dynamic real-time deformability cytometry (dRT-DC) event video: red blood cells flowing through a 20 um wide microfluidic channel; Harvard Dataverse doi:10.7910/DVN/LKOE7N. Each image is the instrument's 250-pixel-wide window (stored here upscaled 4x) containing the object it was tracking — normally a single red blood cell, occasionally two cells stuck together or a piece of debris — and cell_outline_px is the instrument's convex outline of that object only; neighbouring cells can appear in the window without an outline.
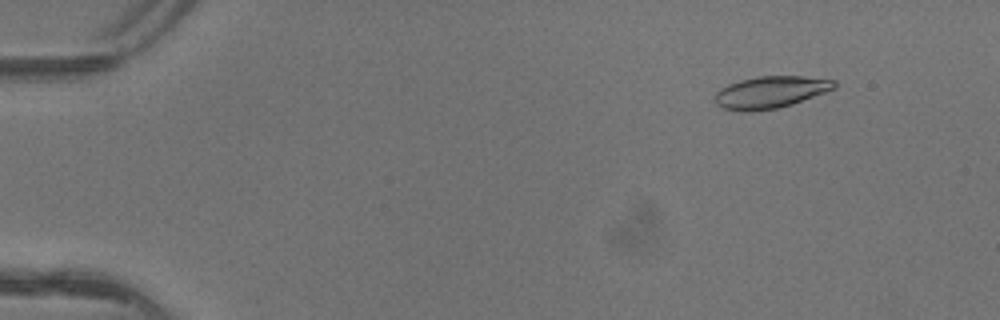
{"species": "common noctule bat (a hibernating species)", "species_latin": "Nyctalus noctula", "temperature_condition": "warm", "stored_images_in_passage": 5, "camera_frame_rate_fps": 3000, "um_per_image_px": 0.085, "animal": {"sex": "female"}, "frame": {"image": 1, "passage_image": 2, "time_ms": 0.333, "image_size_px": [1000, 320], "cell_outline_px": [[836, 88], [792, 104], [776, 108], [752, 112], [740, 112], [720, 108], [716, 104], [716, 92], [720, 88], [728, 84], [740, 80], [756, 76], [804, 76], [836, 80]], "centroid_in_image_um": [65.46, 7.84], "position_along_channel_um": 19.5, "area_um2": 22.43}}